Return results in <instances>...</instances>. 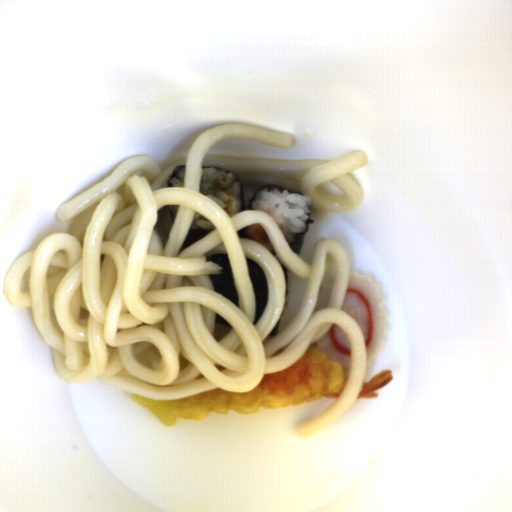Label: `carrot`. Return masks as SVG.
<instances>
[{"mask_svg":"<svg viewBox=\"0 0 512 512\" xmlns=\"http://www.w3.org/2000/svg\"><path fill=\"white\" fill-rule=\"evenodd\" d=\"M253 236L258 242H271L265 227L261 225L254 231Z\"/></svg>","mask_w":512,"mask_h":512,"instance_id":"carrot-1","label":"carrot"}]
</instances>
